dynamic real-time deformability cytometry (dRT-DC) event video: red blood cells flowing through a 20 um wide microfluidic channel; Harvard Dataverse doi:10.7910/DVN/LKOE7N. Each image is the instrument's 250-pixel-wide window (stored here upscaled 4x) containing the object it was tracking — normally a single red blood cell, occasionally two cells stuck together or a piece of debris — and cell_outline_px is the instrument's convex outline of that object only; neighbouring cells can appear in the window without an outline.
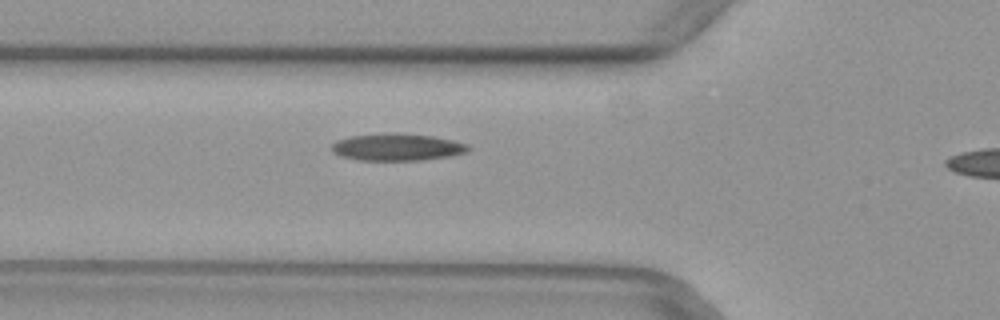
{"species": "common noctule bat (a hibernating species)", "species_latin": "Nyctalus noctula", "temperature_condition": "warm", "stored_images_in_passage": 30, "camera_frame_rate_fps": 3000, "um_per_image_px": 0.085, "animal": {"sex": "female", "body_mass_g": 29.2, "forearm_length_mm": 56.3}, "frame": {"image": 1, "passage_image": 6, "time_ms": 1.667, "image_size_px": [1000, 320], "cell_outline_px": [[472, 148], [468, 152], [448, 156], [420, 160], [360, 160], [340, 156], [332, 152], [332, 144], [336, 140], [348, 136], [384, 132], [396, 132], [432, 136], [452, 140], [468, 144]], "centroid_in_image_um": [33.73, 12.49], "position_along_channel_um": 92.1, "area_um2": 21.85}}
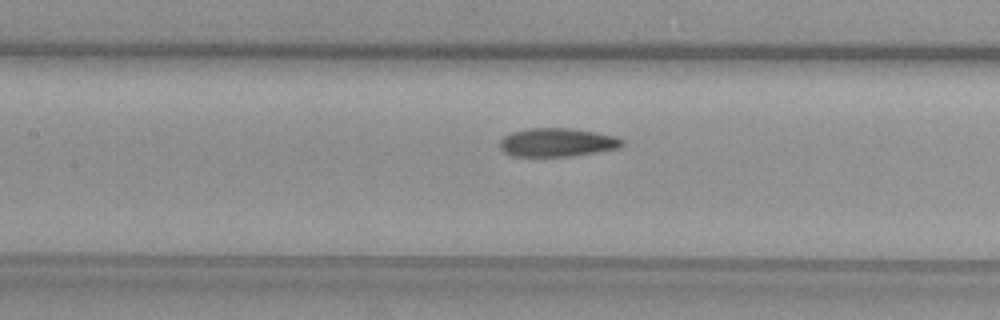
{"frame": {"image": 2, "passage_image": 11, "time_ms": 3.333, "image_size_px": [1000, 320], "cell_outline_px": [[624, 144], [620, 148], [568, 156], [512, 156], [504, 152], [500, 148], [500, 140], [504, 136], [512, 132], [528, 128], [572, 128], [596, 132], [616, 136], [624, 140]], "centroid_in_image_um": [47.37, 12.09], "position_along_channel_um": 160.0, "area_um2": 20.35}}
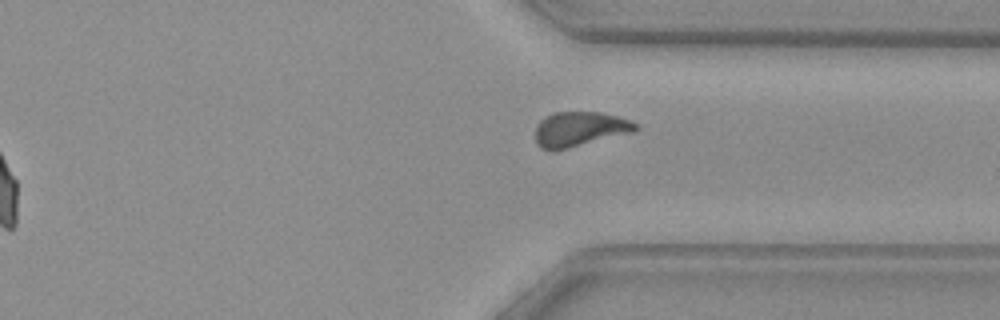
{"frame": {"image": 3, "passage_image": 26, "time_ms": 8.333, "image_size_px": [1000, 320], "cell_outline_px": [[640, 128], [636, 132], [568, 148], [540, 148], [536, 144], [536, 124], [544, 116], [552, 112], [600, 112], [616, 116], [640, 124]], "centroid_in_image_um": [49.32, 10.95], "position_along_channel_um": 362.1, "area_um2": 20.35}}